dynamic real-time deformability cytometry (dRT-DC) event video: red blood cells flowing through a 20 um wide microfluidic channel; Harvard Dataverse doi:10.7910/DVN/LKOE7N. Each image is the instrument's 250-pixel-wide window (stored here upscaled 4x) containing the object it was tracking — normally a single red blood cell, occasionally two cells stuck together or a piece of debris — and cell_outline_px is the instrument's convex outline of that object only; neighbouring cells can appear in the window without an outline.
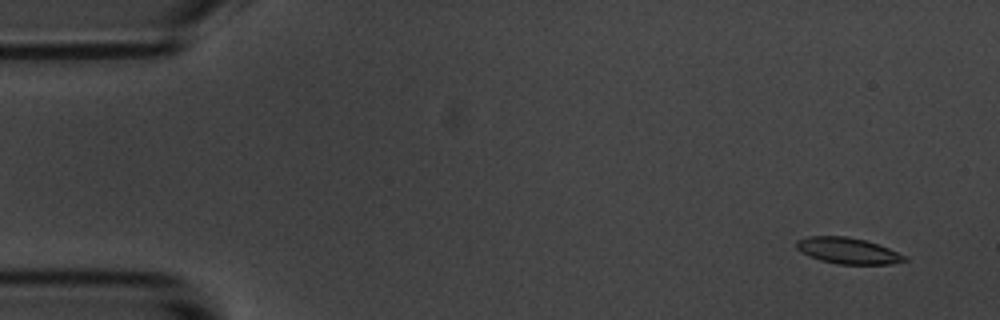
{"species": "common noctule bat (a hibernating species)", "species_latin": "Nyctalus noctula", "temperature_condition": "room temperature", "stored_images_in_passage": 8, "camera_frame_rate_fps": 3000, "um_per_image_px": 0.085, "animal": {"sex": "male", "body_mass_g": 20.1, "forearm_length_mm": 53.5}, "frame": {"image": 1, "passage_image": 1, "time_ms": 0.0, "image_size_px": [1000, 320], "cell_outline_px": [[908, 260], [892, 264], [840, 264], [820, 260], [808, 256], [800, 252], [796, 248], [796, 240], [808, 236], [848, 236], [864, 240], [888, 248], [908, 256]], "centroid_in_image_um": [72.05, 21.31], "position_along_channel_um": 12.9, "area_um2": 16.53}}
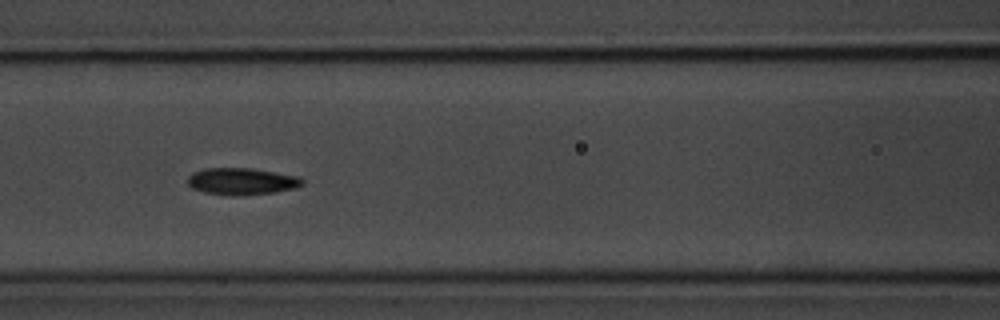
{"frame": {"image": 2, "passage_image": 7, "time_ms": 7.0, "image_size_px": [1000, 320], "cell_outline_px": [[304, 184], [296, 188], [276, 192], [232, 196], [204, 192], [192, 188], [188, 184], [188, 176], [192, 172], [204, 168], [252, 168], [300, 176], [304, 180]], "centroid_in_image_um": [20.57, 15.41], "position_along_channel_um": 146.0, "area_um2": 18.15}}
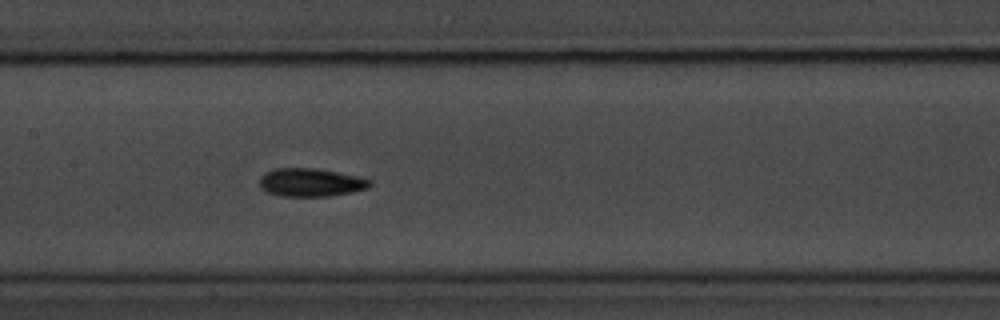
{"frame": {"image": 3, "passage_image": 8, "time_ms": 8.0, "image_size_px": [1000, 320], "cell_outline_px": [[372, 184], [368, 188], [352, 192], [328, 196], [280, 196], [268, 192], [260, 188], [260, 176], [264, 172], [272, 168], [316, 168], [356, 176], [372, 180]], "centroid_in_image_um": [26.38, 15.5], "position_along_channel_um": 181.0, "area_um2": 18.21}}